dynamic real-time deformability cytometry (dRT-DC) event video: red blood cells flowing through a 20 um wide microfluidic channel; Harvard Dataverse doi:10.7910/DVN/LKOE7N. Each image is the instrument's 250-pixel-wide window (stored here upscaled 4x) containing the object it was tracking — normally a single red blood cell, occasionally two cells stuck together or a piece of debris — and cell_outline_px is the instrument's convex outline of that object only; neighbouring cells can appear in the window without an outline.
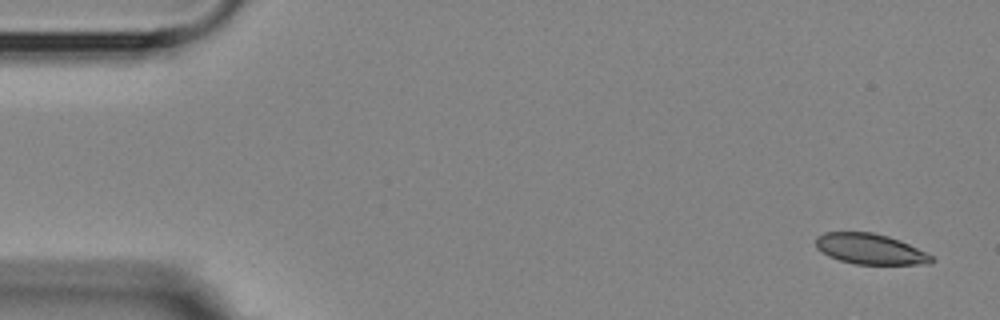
{"species": "Egyptian fruit bat (a non-hibernating species)", "species_latin": "Rousettus aegyptiacus", "temperature_condition": "room temperature", "stored_images_in_passage": 2, "camera_frame_rate_fps": 3000, "um_per_image_px": 0.085, "animal": {"sex": "female"}, "frame": {"image": 1, "passage_image": 1, "time_ms": 0.0, "image_size_px": [1000, 320], "cell_outline_px": [[936, 260], [932, 264], [856, 264], [840, 260], [828, 256], [816, 248], [816, 236], [824, 232], [872, 232], [888, 236], [900, 240], [932, 256]], "centroid_in_image_um": [73.95, 21.16], "position_along_channel_um": 11.0, "area_um2": 20.58}}